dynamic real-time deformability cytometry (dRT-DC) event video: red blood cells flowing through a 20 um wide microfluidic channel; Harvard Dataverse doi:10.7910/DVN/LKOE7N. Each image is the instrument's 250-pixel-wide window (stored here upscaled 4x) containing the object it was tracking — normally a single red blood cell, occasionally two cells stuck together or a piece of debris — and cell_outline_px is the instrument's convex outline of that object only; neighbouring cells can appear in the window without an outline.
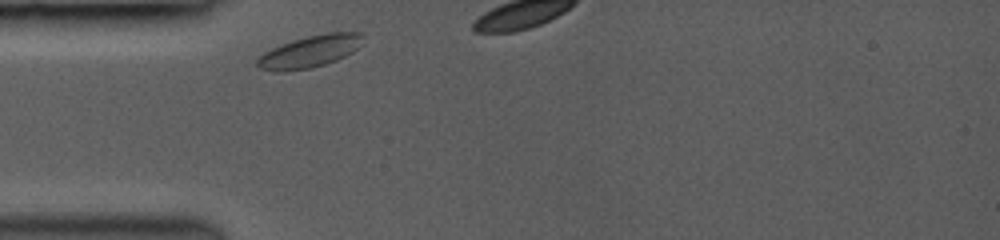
{"species": "common noctule bat (a hibernating species)", "species_latin": "Nyctalus noctula", "temperature_condition": "room temperature", "stored_images_in_passage": 2, "camera_frame_rate_fps": 3000, "um_per_image_px": 0.085, "animal": {"sex": "female", "body_mass_g": 19.0, "forearm_length_mm": 53.3}, "frame": {"image": 1, "passage_image": 1, "time_ms": 0.0, "image_size_px": [1000, 240], "cell_outline_px": [[364, 36], [356, 48], [352, 52], [336, 60], [312, 68], [280, 72], [260, 68], [256, 64], [256, 60], [264, 52], [280, 44], [292, 40], [308, 36], [328, 32], [360, 32]], "centroid_in_image_um": [26.3, 4.37], "position_along_channel_um": 58.7, "area_um2": 19.54}}